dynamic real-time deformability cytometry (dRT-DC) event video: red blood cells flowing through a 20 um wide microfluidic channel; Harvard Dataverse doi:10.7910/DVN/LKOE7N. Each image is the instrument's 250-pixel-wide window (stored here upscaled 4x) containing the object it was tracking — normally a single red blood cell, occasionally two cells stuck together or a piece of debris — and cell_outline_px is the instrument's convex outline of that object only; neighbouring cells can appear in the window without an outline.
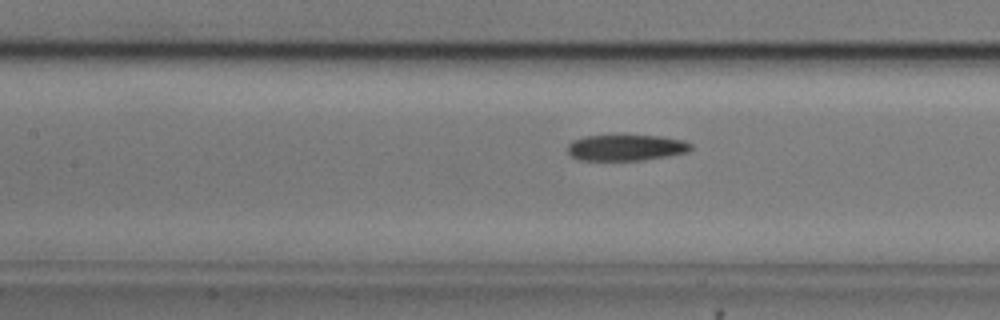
{"species": "common noctule bat (a hibernating species)", "species_latin": "Nyctalus noctula", "temperature_condition": "cold", "stored_images_in_passage": 40, "camera_frame_rate_fps": 3000, "um_per_image_px": 0.085, "animal": {"sex": "male", "body_mass_g": 20.5, "forearm_length_mm": 52.5}, "frame": {"image": 1, "passage_image": 12, "time_ms": 3.667, "image_size_px": [1000, 320], "cell_outline_px": [[692, 148], [688, 152], [668, 156], [640, 160], [580, 160], [572, 156], [568, 152], [568, 144], [572, 140], [584, 136], [664, 136], [684, 140], [692, 144]], "centroid_in_image_um": [53.24, 12.55], "position_along_channel_um": 154.2, "area_um2": 18.67}}
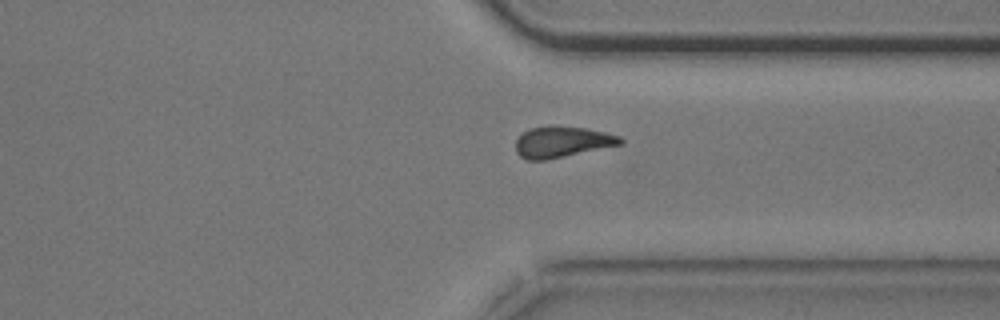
{"frame": {"image": 2, "passage_image": 29, "time_ms": 9.333, "image_size_px": [1000, 320], "cell_outline_px": [[624, 144], [548, 160], [528, 160], [520, 156], [516, 152], [516, 140], [528, 128], [584, 128], [604, 132], [620, 136], [624, 140]], "centroid_in_image_um": [47.82, 12.11], "position_along_channel_um": 363.6, "area_um2": 18.5}}
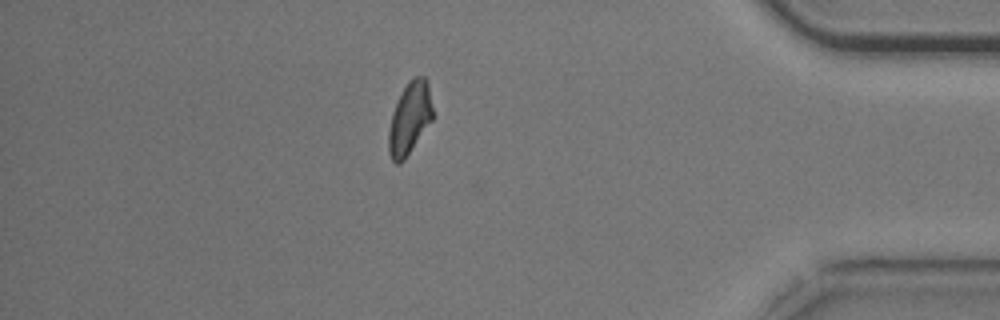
{"frame": {"image": 3, "passage_image": 35, "time_ms": 11.333, "image_size_px": [1000, 320], "cell_outline_px": [[432, 120], [404, 160], [400, 164], [396, 164], [392, 160], [388, 152], [388, 132], [392, 112], [408, 80], [412, 76], [424, 76], [428, 80], [432, 108]], "centroid_in_image_um": [34.81, 10.05], "position_along_channel_um": 400.4, "area_um2": 18.5}, "authors_computed_cell_mechanics": {"area_um2": 19.0451, "velocity_mm_per_s": 3.7061, "shape_relaxation_time_tau1_ms": 8.4183, "shape_relaxation_time_tau2_ms": null, "deformation_change_tau1": 0.2045, "deformation_change_tau2": null}}